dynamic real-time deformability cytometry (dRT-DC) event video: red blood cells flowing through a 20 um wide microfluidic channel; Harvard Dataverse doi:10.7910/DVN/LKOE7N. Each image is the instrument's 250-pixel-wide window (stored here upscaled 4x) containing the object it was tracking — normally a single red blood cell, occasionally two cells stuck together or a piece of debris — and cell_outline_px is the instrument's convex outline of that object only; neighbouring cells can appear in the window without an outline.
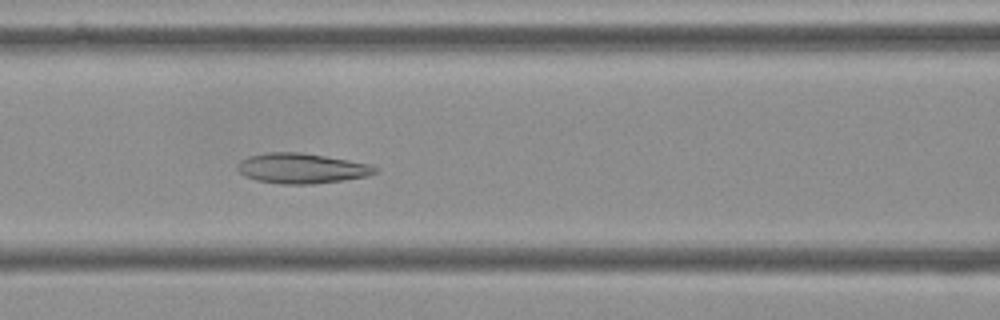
{"species": "Egyptian fruit bat (a non-hibernating species)", "species_latin": "Rousettus aegyptiacus", "temperature_condition": "cold", "stored_images_in_passage": 56, "camera_frame_rate_fps": 3000, "um_per_image_px": 0.085, "frame": {"image": 1, "passage_image": 24, "time_ms": 7.667, "image_size_px": [1000, 320], "cell_outline_px": [[380, 172], [368, 176], [312, 184], [280, 184], [256, 180], [244, 176], [236, 168], [236, 164], [240, 160], [248, 156], [268, 152], [300, 152], [348, 160], [368, 164], [380, 168]], "centroid_in_image_um": [25.62, 14.31], "position_along_channel_um": 141.0, "area_um2": 24.28}}
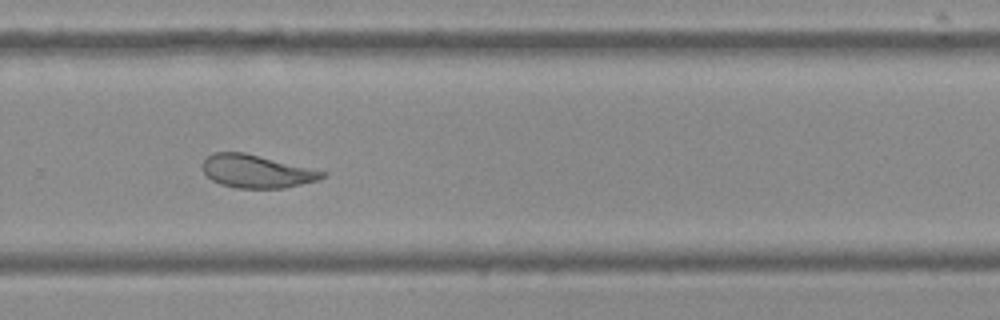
{"frame": {"image": 2, "passage_image": 38, "time_ms": 12.333, "image_size_px": [1000, 320], "cell_outline_px": [[328, 172], [320, 180], [284, 188], [236, 188], [220, 184], [212, 180], [204, 172], [200, 164], [212, 152], [244, 152]], "centroid_in_image_um": [21.8, 14.56], "position_along_channel_um": 308.0, "area_um2": 23.12}}
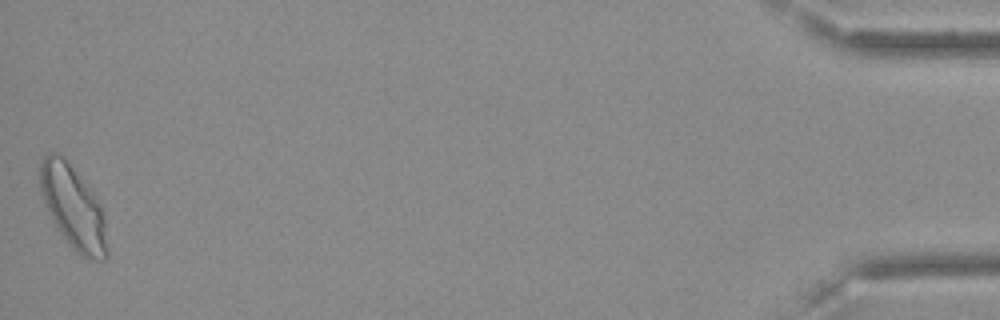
{"frame": {"image": 3, "passage_image": 56, "time_ms": 18.333, "image_size_px": [1000, 320], "cell_outline_px": [[108, 256], [104, 260], [96, 260], [80, 256], [68, 244], [56, 228], [44, 200], [40, 188], [40, 164], [44, 156], [48, 152], [56, 152], [72, 168], [92, 192], [104, 216], [108, 252]], "centroid_in_image_um": [6.22, 17.69], "position_along_channel_um": 429.0, "area_um2": 31.79}, "authors_computed_cell_mechanics": {"area_um2": 26.2412, "velocity_mm_per_s": 3.5859, "shape_relaxation_time_tau1_ms": null, "shape_relaxation_time_tau2_ms": 2.2469, "deformation_change_tau1": null, "deformation_change_tau2": 0.0896}}